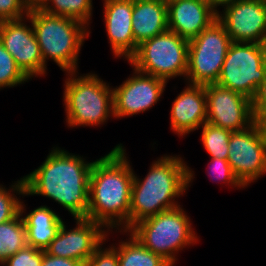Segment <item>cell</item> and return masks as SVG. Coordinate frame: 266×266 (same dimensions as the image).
<instances>
[{"instance_id": "23", "label": "cell", "mask_w": 266, "mask_h": 266, "mask_svg": "<svg viewBox=\"0 0 266 266\" xmlns=\"http://www.w3.org/2000/svg\"><path fill=\"white\" fill-rule=\"evenodd\" d=\"M93 0H42L39 8L46 13L70 17L89 27L92 23Z\"/></svg>"}, {"instance_id": "14", "label": "cell", "mask_w": 266, "mask_h": 266, "mask_svg": "<svg viewBox=\"0 0 266 266\" xmlns=\"http://www.w3.org/2000/svg\"><path fill=\"white\" fill-rule=\"evenodd\" d=\"M232 42L266 44V0H238L217 13Z\"/></svg>"}, {"instance_id": "17", "label": "cell", "mask_w": 266, "mask_h": 266, "mask_svg": "<svg viewBox=\"0 0 266 266\" xmlns=\"http://www.w3.org/2000/svg\"><path fill=\"white\" fill-rule=\"evenodd\" d=\"M207 118L204 85L186 84L173 100L170 110V129L178 137L198 130Z\"/></svg>"}, {"instance_id": "32", "label": "cell", "mask_w": 266, "mask_h": 266, "mask_svg": "<svg viewBox=\"0 0 266 266\" xmlns=\"http://www.w3.org/2000/svg\"><path fill=\"white\" fill-rule=\"evenodd\" d=\"M41 266H84V264L75 259L55 257L43 251V261Z\"/></svg>"}, {"instance_id": "30", "label": "cell", "mask_w": 266, "mask_h": 266, "mask_svg": "<svg viewBox=\"0 0 266 266\" xmlns=\"http://www.w3.org/2000/svg\"><path fill=\"white\" fill-rule=\"evenodd\" d=\"M28 12L29 8L22 0H0V22L23 19Z\"/></svg>"}, {"instance_id": "25", "label": "cell", "mask_w": 266, "mask_h": 266, "mask_svg": "<svg viewBox=\"0 0 266 266\" xmlns=\"http://www.w3.org/2000/svg\"><path fill=\"white\" fill-rule=\"evenodd\" d=\"M9 186L6 188L5 185L0 184V223L10 221L20 213V198L25 197L23 177L14 183L12 181Z\"/></svg>"}, {"instance_id": "21", "label": "cell", "mask_w": 266, "mask_h": 266, "mask_svg": "<svg viewBox=\"0 0 266 266\" xmlns=\"http://www.w3.org/2000/svg\"><path fill=\"white\" fill-rule=\"evenodd\" d=\"M116 232L128 236L124 241L121 239L119 243L112 244L118 250L119 266H172L161 255L144 247L129 231Z\"/></svg>"}, {"instance_id": "5", "label": "cell", "mask_w": 266, "mask_h": 266, "mask_svg": "<svg viewBox=\"0 0 266 266\" xmlns=\"http://www.w3.org/2000/svg\"><path fill=\"white\" fill-rule=\"evenodd\" d=\"M78 73V74H77ZM66 72L63 105L69 128L102 126L114 118L113 86L95 72Z\"/></svg>"}, {"instance_id": "9", "label": "cell", "mask_w": 266, "mask_h": 266, "mask_svg": "<svg viewBox=\"0 0 266 266\" xmlns=\"http://www.w3.org/2000/svg\"><path fill=\"white\" fill-rule=\"evenodd\" d=\"M231 42L225 27L218 19L189 40L184 82L204 86L216 84Z\"/></svg>"}, {"instance_id": "1", "label": "cell", "mask_w": 266, "mask_h": 266, "mask_svg": "<svg viewBox=\"0 0 266 266\" xmlns=\"http://www.w3.org/2000/svg\"><path fill=\"white\" fill-rule=\"evenodd\" d=\"M128 158L120 143L91 167L86 219L100 223L111 234L129 231L134 170Z\"/></svg>"}, {"instance_id": "34", "label": "cell", "mask_w": 266, "mask_h": 266, "mask_svg": "<svg viewBox=\"0 0 266 266\" xmlns=\"http://www.w3.org/2000/svg\"><path fill=\"white\" fill-rule=\"evenodd\" d=\"M22 1L29 9L39 7L42 3V0H22Z\"/></svg>"}, {"instance_id": "33", "label": "cell", "mask_w": 266, "mask_h": 266, "mask_svg": "<svg viewBox=\"0 0 266 266\" xmlns=\"http://www.w3.org/2000/svg\"><path fill=\"white\" fill-rule=\"evenodd\" d=\"M238 0H209L208 3L210 4V7L216 12L219 13L222 6V8L235 3Z\"/></svg>"}, {"instance_id": "36", "label": "cell", "mask_w": 266, "mask_h": 266, "mask_svg": "<svg viewBox=\"0 0 266 266\" xmlns=\"http://www.w3.org/2000/svg\"><path fill=\"white\" fill-rule=\"evenodd\" d=\"M153 1H160V2H164V3H168V0H153Z\"/></svg>"}, {"instance_id": "22", "label": "cell", "mask_w": 266, "mask_h": 266, "mask_svg": "<svg viewBox=\"0 0 266 266\" xmlns=\"http://www.w3.org/2000/svg\"><path fill=\"white\" fill-rule=\"evenodd\" d=\"M26 246V227L20 213L12 220L0 223V265Z\"/></svg>"}, {"instance_id": "18", "label": "cell", "mask_w": 266, "mask_h": 266, "mask_svg": "<svg viewBox=\"0 0 266 266\" xmlns=\"http://www.w3.org/2000/svg\"><path fill=\"white\" fill-rule=\"evenodd\" d=\"M168 30L191 40L217 19L205 0H176L167 3Z\"/></svg>"}, {"instance_id": "27", "label": "cell", "mask_w": 266, "mask_h": 266, "mask_svg": "<svg viewBox=\"0 0 266 266\" xmlns=\"http://www.w3.org/2000/svg\"><path fill=\"white\" fill-rule=\"evenodd\" d=\"M208 172L207 176L212 178L215 182H220L222 185L226 184L231 186L230 188L244 189L245 187L235 176L228 160H223L219 158H210L209 163H207ZM210 170V171H209Z\"/></svg>"}, {"instance_id": "31", "label": "cell", "mask_w": 266, "mask_h": 266, "mask_svg": "<svg viewBox=\"0 0 266 266\" xmlns=\"http://www.w3.org/2000/svg\"><path fill=\"white\" fill-rule=\"evenodd\" d=\"M252 113L257 121L266 112V78L258 87L255 96L251 100Z\"/></svg>"}, {"instance_id": "10", "label": "cell", "mask_w": 266, "mask_h": 266, "mask_svg": "<svg viewBox=\"0 0 266 266\" xmlns=\"http://www.w3.org/2000/svg\"><path fill=\"white\" fill-rule=\"evenodd\" d=\"M228 162L244 187L266 175V134L255 121L229 138Z\"/></svg>"}, {"instance_id": "24", "label": "cell", "mask_w": 266, "mask_h": 266, "mask_svg": "<svg viewBox=\"0 0 266 266\" xmlns=\"http://www.w3.org/2000/svg\"><path fill=\"white\" fill-rule=\"evenodd\" d=\"M200 128L201 142L211 158L228 159L229 138L232 131L205 122Z\"/></svg>"}, {"instance_id": "26", "label": "cell", "mask_w": 266, "mask_h": 266, "mask_svg": "<svg viewBox=\"0 0 266 266\" xmlns=\"http://www.w3.org/2000/svg\"><path fill=\"white\" fill-rule=\"evenodd\" d=\"M29 80L30 79L18 67L13 56L0 42V90L17 87Z\"/></svg>"}, {"instance_id": "2", "label": "cell", "mask_w": 266, "mask_h": 266, "mask_svg": "<svg viewBox=\"0 0 266 266\" xmlns=\"http://www.w3.org/2000/svg\"><path fill=\"white\" fill-rule=\"evenodd\" d=\"M43 163L23 177L25 196L52 199L71 216L86 218L92 160L69 153L59 146L51 148Z\"/></svg>"}, {"instance_id": "11", "label": "cell", "mask_w": 266, "mask_h": 266, "mask_svg": "<svg viewBox=\"0 0 266 266\" xmlns=\"http://www.w3.org/2000/svg\"><path fill=\"white\" fill-rule=\"evenodd\" d=\"M130 75L121 85L113 88L114 118L139 115L153 108L163 96L167 81L144 74L132 67Z\"/></svg>"}, {"instance_id": "16", "label": "cell", "mask_w": 266, "mask_h": 266, "mask_svg": "<svg viewBox=\"0 0 266 266\" xmlns=\"http://www.w3.org/2000/svg\"><path fill=\"white\" fill-rule=\"evenodd\" d=\"M103 10L112 54L128 61L138 48L132 31L133 0H104Z\"/></svg>"}, {"instance_id": "13", "label": "cell", "mask_w": 266, "mask_h": 266, "mask_svg": "<svg viewBox=\"0 0 266 266\" xmlns=\"http://www.w3.org/2000/svg\"><path fill=\"white\" fill-rule=\"evenodd\" d=\"M206 122L223 129L242 131L256 120L251 99L218 84L205 85Z\"/></svg>"}, {"instance_id": "4", "label": "cell", "mask_w": 266, "mask_h": 266, "mask_svg": "<svg viewBox=\"0 0 266 266\" xmlns=\"http://www.w3.org/2000/svg\"><path fill=\"white\" fill-rule=\"evenodd\" d=\"M32 23L36 40L43 57L55 62L62 71L78 72V60L90 28L79 20L46 13L39 7L29 9L27 16Z\"/></svg>"}, {"instance_id": "28", "label": "cell", "mask_w": 266, "mask_h": 266, "mask_svg": "<svg viewBox=\"0 0 266 266\" xmlns=\"http://www.w3.org/2000/svg\"><path fill=\"white\" fill-rule=\"evenodd\" d=\"M110 232H107L106 239L96 248L94 254L87 260L84 266H119L118 250L114 245L103 247L109 239Z\"/></svg>"}, {"instance_id": "15", "label": "cell", "mask_w": 266, "mask_h": 266, "mask_svg": "<svg viewBox=\"0 0 266 266\" xmlns=\"http://www.w3.org/2000/svg\"><path fill=\"white\" fill-rule=\"evenodd\" d=\"M76 226L67 229L65 222L45 250L49 255L81 261L83 264L106 239L107 230L98 222L86 218L74 219Z\"/></svg>"}, {"instance_id": "12", "label": "cell", "mask_w": 266, "mask_h": 266, "mask_svg": "<svg viewBox=\"0 0 266 266\" xmlns=\"http://www.w3.org/2000/svg\"><path fill=\"white\" fill-rule=\"evenodd\" d=\"M0 42L29 79L46 76L48 69L44 66L40 47L28 17L1 21Z\"/></svg>"}, {"instance_id": "35", "label": "cell", "mask_w": 266, "mask_h": 266, "mask_svg": "<svg viewBox=\"0 0 266 266\" xmlns=\"http://www.w3.org/2000/svg\"><path fill=\"white\" fill-rule=\"evenodd\" d=\"M260 124L262 131L266 134V112L257 120Z\"/></svg>"}, {"instance_id": "7", "label": "cell", "mask_w": 266, "mask_h": 266, "mask_svg": "<svg viewBox=\"0 0 266 266\" xmlns=\"http://www.w3.org/2000/svg\"><path fill=\"white\" fill-rule=\"evenodd\" d=\"M189 40L167 30L138 45L128 60L136 70L167 82L175 77L185 80L188 65Z\"/></svg>"}, {"instance_id": "19", "label": "cell", "mask_w": 266, "mask_h": 266, "mask_svg": "<svg viewBox=\"0 0 266 266\" xmlns=\"http://www.w3.org/2000/svg\"><path fill=\"white\" fill-rule=\"evenodd\" d=\"M26 209V205L21 200L20 214L26 227L27 245L45 251L64 221L47 205H41L28 213Z\"/></svg>"}, {"instance_id": "8", "label": "cell", "mask_w": 266, "mask_h": 266, "mask_svg": "<svg viewBox=\"0 0 266 266\" xmlns=\"http://www.w3.org/2000/svg\"><path fill=\"white\" fill-rule=\"evenodd\" d=\"M266 78V44L231 42L218 85L253 99Z\"/></svg>"}, {"instance_id": "6", "label": "cell", "mask_w": 266, "mask_h": 266, "mask_svg": "<svg viewBox=\"0 0 266 266\" xmlns=\"http://www.w3.org/2000/svg\"><path fill=\"white\" fill-rule=\"evenodd\" d=\"M184 210L180 205L160 212L136 223L129 232L148 250L175 266L179 251L199 242L191 219Z\"/></svg>"}, {"instance_id": "3", "label": "cell", "mask_w": 266, "mask_h": 266, "mask_svg": "<svg viewBox=\"0 0 266 266\" xmlns=\"http://www.w3.org/2000/svg\"><path fill=\"white\" fill-rule=\"evenodd\" d=\"M149 168L143 179L134 171L129 230L146 218L180 206L178 198L186 193L195 178L187 162L176 154H164Z\"/></svg>"}, {"instance_id": "29", "label": "cell", "mask_w": 266, "mask_h": 266, "mask_svg": "<svg viewBox=\"0 0 266 266\" xmlns=\"http://www.w3.org/2000/svg\"><path fill=\"white\" fill-rule=\"evenodd\" d=\"M42 261L43 250L27 245L15 255L9 257L0 266H41Z\"/></svg>"}, {"instance_id": "20", "label": "cell", "mask_w": 266, "mask_h": 266, "mask_svg": "<svg viewBox=\"0 0 266 266\" xmlns=\"http://www.w3.org/2000/svg\"><path fill=\"white\" fill-rule=\"evenodd\" d=\"M167 30L166 3L153 0H133L132 31L137 45Z\"/></svg>"}]
</instances>
